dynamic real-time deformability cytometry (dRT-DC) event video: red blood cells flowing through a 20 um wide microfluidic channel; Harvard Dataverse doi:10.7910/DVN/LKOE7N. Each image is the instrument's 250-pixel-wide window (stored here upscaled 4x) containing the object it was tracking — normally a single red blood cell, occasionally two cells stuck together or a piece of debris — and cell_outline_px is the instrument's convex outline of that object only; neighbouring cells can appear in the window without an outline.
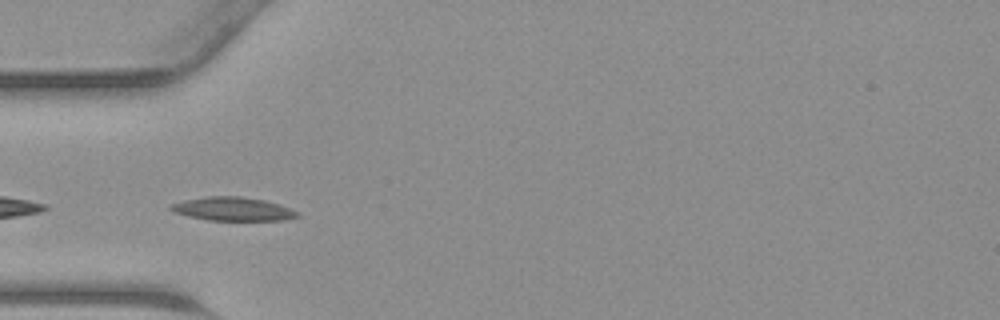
{"species": "common noctule bat (a hibernating species)", "species_latin": "Nyctalus noctula", "temperature_condition": "warm", "stored_images_in_passage": 37, "camera_frame_rate_fps": 3000, "um_per_image_px": 0.085, "animal": {"sex": "male", "body_mass_g": 23.1, "forearm_length_mm": 52.7}, "frame": {"image": 1, "passage_image": 11, "time_ms": 3.333, "image_size_px": [1000, 320], "cell_outline_px": [[300, 216], [284, 220], [208, 220], [188, 216], [176, 212], [168, 208], [172, 204], [184, 200], [208, 196], [240, 196], [264, 200], [300, 212]], "centroid_in_image_um": [19.8, 17.76], "position_along_channel_um": 65.2, "area_um2": 17.17}}
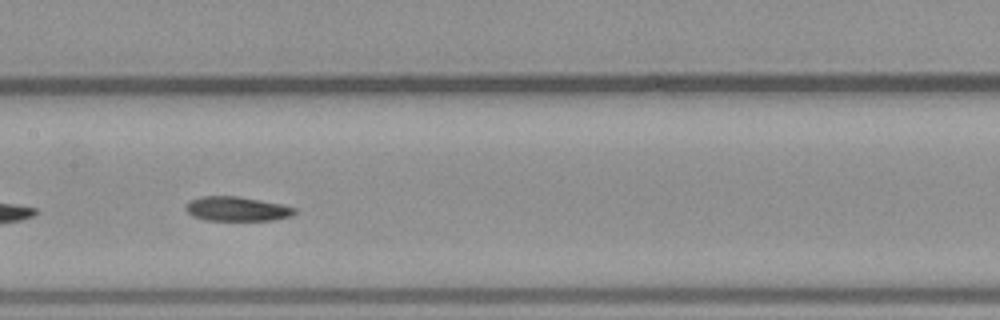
{"frame": {"image": 2, "passage_image": 19, "time_ms": 6.0, "image_size_px": [1000, 320], "cell_outline_px": [[296, 212], [292, 216], [272, 220], [208, 220], [192, 216], [184, 208], [192, 200], [200, 196], [240, 196], [280, 204], [296, 208]], "centroid_in_image_um": [20.15, 17.75], "position_along_channel_um": 187.3, "area_um2": 15.37}}
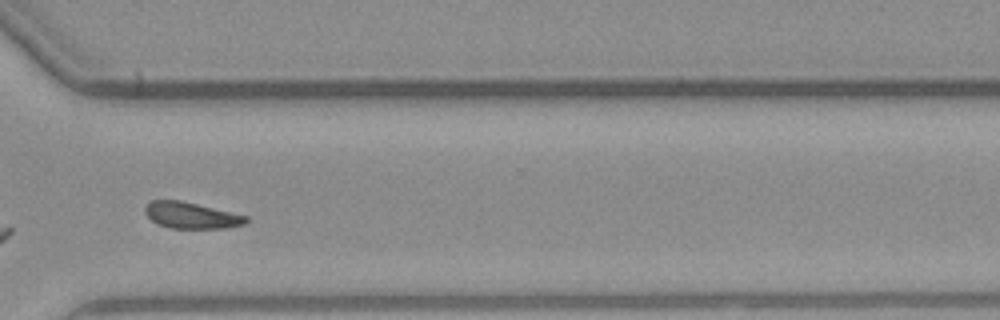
{"frame": {"image": 3, "passage_image": 30, "time_ms": 9.667, "image_size_px": [1000, 320], "cell_outline_px": [[248, 220], [244, 224], [228, 228], [168, 228], [156, 224], [144, 212], [144, 208], [152, 200], [180, 200], [248, 216]], "centroid_in_image_um": [16.25, 18.31], "position_along_channel_um": 354.4, "area_um2": 15.43}}